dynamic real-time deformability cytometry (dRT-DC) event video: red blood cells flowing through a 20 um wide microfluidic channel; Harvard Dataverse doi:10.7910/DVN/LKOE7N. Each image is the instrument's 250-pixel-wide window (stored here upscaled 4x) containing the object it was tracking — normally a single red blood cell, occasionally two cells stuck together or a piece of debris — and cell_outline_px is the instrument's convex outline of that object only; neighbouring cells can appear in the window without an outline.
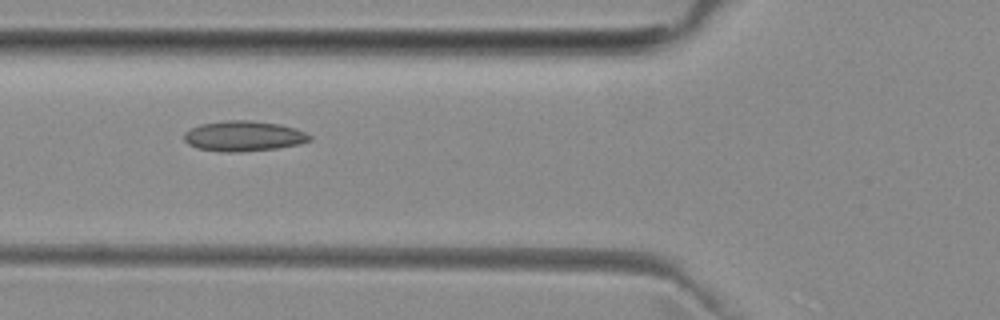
{"species": "common noctule bat (a hibernating species)", "species_latin": "Nyctalus noctula", "temperature_condition": "room temperature", "stored_images_in_passage": 4, "camera_frame_rate_fps": 3000, "um_per_image_px": 0.085, "animal": {"sex": "female", "body_mass_g": 29.2, "forearm_length_mm": 56.3}, "frame": {"image": 1, "passage_image": 4, "time_ms": 3.667, "image_size_px": [1000, 320], "cell_outline_px": [[312, 140], [300, 144], [276, 148], [240, 152], [224, 152], [196, 148], [188, 144], [184, 140], [184, 132], [200, 124], [224, 120], [248, 120], [280, 124], [296, 128], [312, 136]], "centroid_in_image_um": [20.71, 11.56], "position_along_channel_um": 105.1, "area_um2": 22.31}}